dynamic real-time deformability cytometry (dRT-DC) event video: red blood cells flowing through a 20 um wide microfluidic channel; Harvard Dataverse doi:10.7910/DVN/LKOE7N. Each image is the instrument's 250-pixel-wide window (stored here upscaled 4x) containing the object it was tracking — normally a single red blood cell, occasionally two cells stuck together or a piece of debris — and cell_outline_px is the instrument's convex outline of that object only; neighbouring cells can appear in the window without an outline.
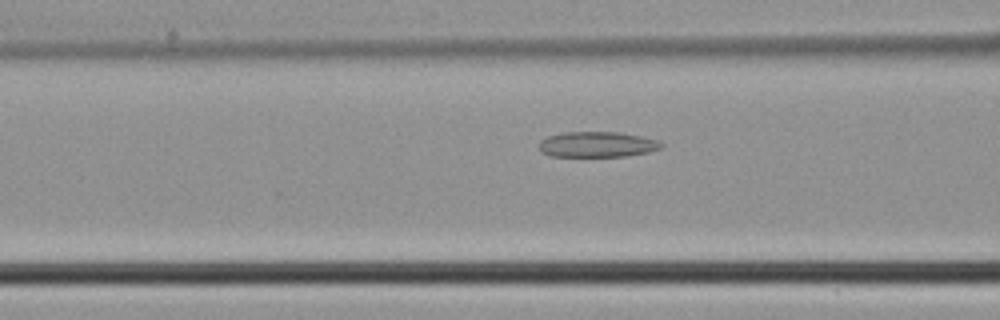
{"species": "common noctule bat (a hibernating species)", "species_latin": "Nyctalus noctula", "temperature_condition": "cold", "stored_images_in_passage": 45, "camera_frame_rate_fps": 3000, "um_per_image_px": 0.085, "animal": {"sex": "male", "body_mass_g": 21.5, "forearm_length_mm": 52.0}, "frame": {"image": 1, "passage_image": 18, "time_ms": 5.667, "image_size_px": [1000, 320], "cell_outline_px": [[664, 144], [660, 148], [648, 152], [628, 156], [552, 156], [540, 152], [540, 140], [548, 136], [564, 132], [620, 132], [660, 140]], "centroid_in_image_um": [50.78, 12.27], "position_along_channel_um": 115.8, "area_um2": 18.21}}
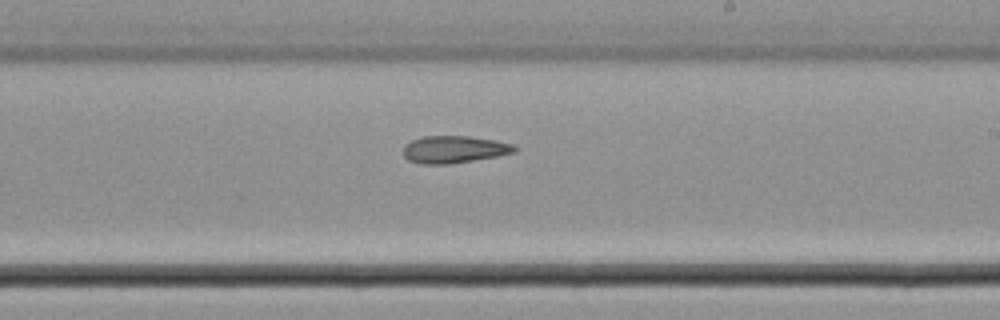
{"frame": {"image": 2, "passage_image": 27, "time_ms": 8.667, "image_size_px": [1000, 320], "cell_outline_px": [[516, 152], [496, 156], [448, 164], [420, 164], [408, 160], [404, 156], [404, 144], [412, 140], [424, 136], [468, 136], [496, 140], [512, 144], [516, 148]], "centroid_in_image_um": [38.57, 12.69], "position_along_channel_um": 250.4, "area_um2": 17.57}}
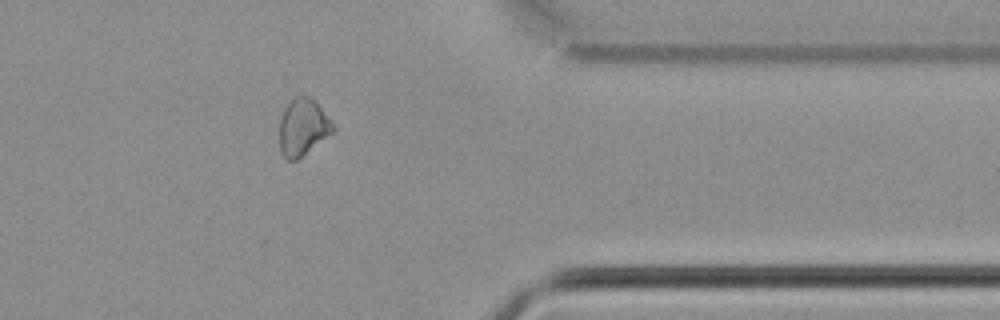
{"frame": {"image": 3, "passage_image": 37, "time_ms": 12.0, "image_size_px": [1000, 320], "cell_outline_px": [[336, 132], [296, 160], [288, 160], [280, 152], [280, 116], [284, 108], [296, 96], [308, 96], [316, 100], [336, 128]], "centroid_in_image_um": [25.78, 10.81], "position_along_channel_um": 385.6, "area_um2": 17.92}}